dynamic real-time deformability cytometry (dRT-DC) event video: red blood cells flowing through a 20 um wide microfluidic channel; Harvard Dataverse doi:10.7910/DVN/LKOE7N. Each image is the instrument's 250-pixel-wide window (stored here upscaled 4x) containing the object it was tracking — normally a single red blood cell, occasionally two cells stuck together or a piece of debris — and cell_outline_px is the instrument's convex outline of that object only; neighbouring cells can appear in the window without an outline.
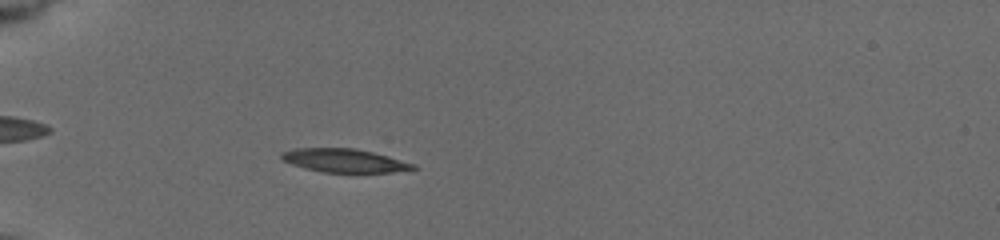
{"species": "common noctule bat (a hibernating species)", "species_latin": "Nyctalus noctula", "temperature_condition": "cold", "stored_images_in_passage": 30, "camera_frame_rate_fps": 3000, "um_per_image_px": 0.085, "animal": {"sex": "female", "body_mass_g": 19.5, "forearm_length_mm": 54.1}, "frame": {"image": 1, "passage_image": 12, "time_ms": 5.0, "image_size_px": [1000, 240], "cell_outline_px": [[420, 168], [392, 172], [324, 172], [304, 168], [292, 164], [284, 160], [280, 156], [280, 152], [296, 148], [356, 148], [388, 156], [416, 164]], "centroid_in_image_um": [29.29, 13.64], "position_along_channel_um": 55.7, "area_um2": 17.98}}
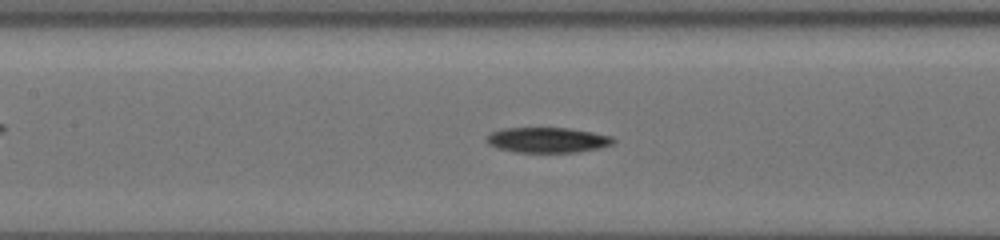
{"frame": {"image": 2, "passage_image": 23, "time_ms": 8.333, "image_size_px": [1000, 240], "cell_outline_px": [[616, 144], [600, 148], [576, 152], [512, 152], [488, 144], [484, 140], [492, 132], [504, 128], [568, 128], [592, 132], [612, 136], [616, 140]], "centroid_in_image_um": [46.58, 11.9], "position_along_channel_um": 160.8, "area_um2": 18.73}}
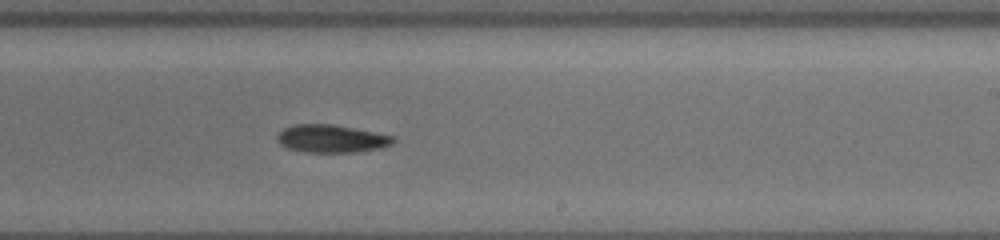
{"frame": {"image": 3, "passage_image": 30, "time_ms": 11.0, "image_size_px": [1000, 240], "cell_outline_px": [[396, 140], [392, 144], [384, 148], [356, 152], [304, 152], [288, 148], [280, 144], [276, 140], [276, 136], [284, 128], [296, 124], [328, 124], [372, 132], [392, 136]], "centroid_in_image_um": [28.15, 11.8], "position_along_channel_um": 260.8, "area_um2": 18.61}}